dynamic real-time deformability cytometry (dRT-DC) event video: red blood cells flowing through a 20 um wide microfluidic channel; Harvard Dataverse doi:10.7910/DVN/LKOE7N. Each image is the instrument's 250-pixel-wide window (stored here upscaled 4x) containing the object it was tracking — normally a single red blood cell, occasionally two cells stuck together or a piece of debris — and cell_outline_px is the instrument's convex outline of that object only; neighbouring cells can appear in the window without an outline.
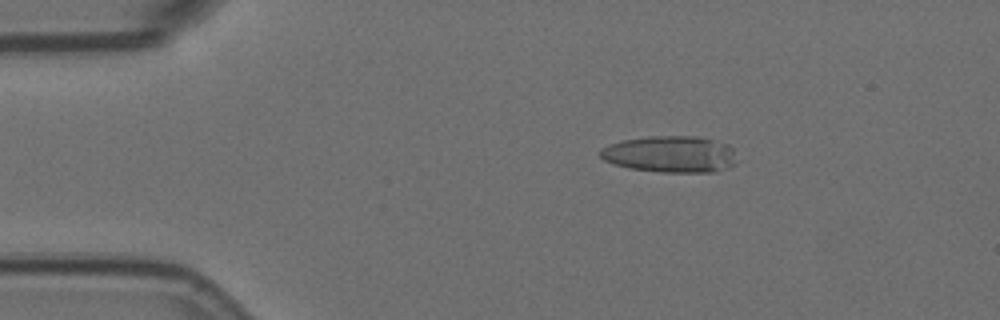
{"species": "Egyptian fruit bat (a non-hibernating species)", "species_latin": "Rousettus aegyptiacus", "temperature_condition": "room temperature", "stored_images_in_passage": 6, "camera_frame_rate_fps": 3000, "um_per_image_px": 0.085, "animal": {"sex": "female"}, "frame": {"image": 1, "passage_image": 3, "time_ms": 0.667, "image_size_px": [1000, 320], "cell_outline_px": [[736, 164], [728, 168], [716, 172], [660, 172], [628, 168], [612, 164], [604, 160], [596, 152], [600, 148], [608, 144], [620, 140], [652, 136], [696, 136], [728, 144], [732, 148]], "centroid_in_image_um": [56.92, 13.11], "position_along_channel_um": 28.1, "area_um2": 29.48}}